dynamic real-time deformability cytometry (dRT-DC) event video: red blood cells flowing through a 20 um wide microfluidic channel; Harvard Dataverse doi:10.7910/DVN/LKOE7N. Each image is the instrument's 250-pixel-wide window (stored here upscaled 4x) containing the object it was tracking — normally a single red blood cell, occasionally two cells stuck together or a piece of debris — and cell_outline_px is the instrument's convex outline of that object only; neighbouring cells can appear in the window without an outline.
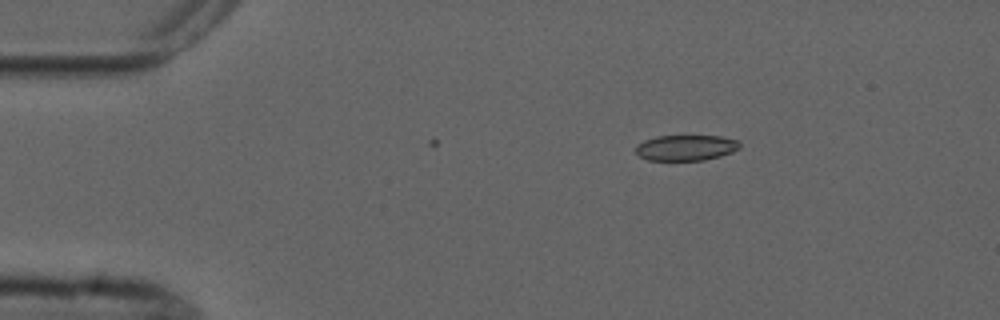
{"species": "common noctule bat (a hibernating species)", "species_latin": "Nyctalus noctula", "temperature_condition": "cold", "stored_images_in_passage": 5, "camera_frame_rate_fps": 3000, "um_per_image_px": 0.085, "animal": {"sex": "male", "forearm_length_mm": 52.5}, "frame": {"image": 1, "passage_image": 2, "time_ms": 1.0, "image_size_px": [1000, 320], "cell_outline_px": [[740, 148], [732, 152], [720, 156], [704, 160], [648, 160], [640, 156], [636, 152], [636, 144], [644, 140], [656, 136], [720, 136], [740, 140]], "centroid_in_image_um": [58.32, 12.55], "position_along_channel_um": 26.7, "area_um2": 15.61}}
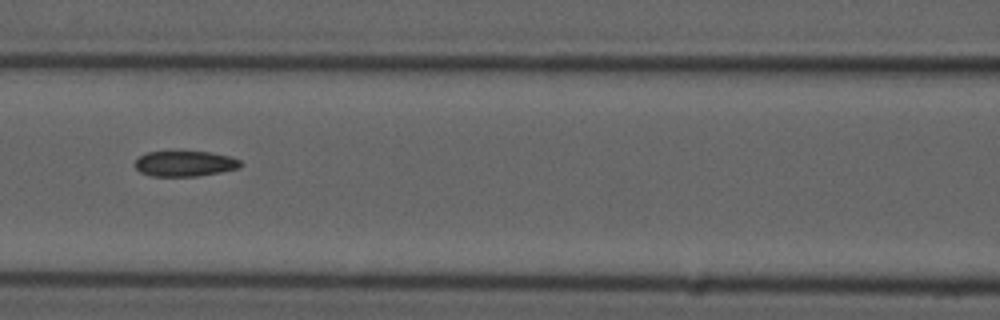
{"frame": {"image": 2, "passage_image": 5, "time_ms": 6.0, "image_size_px": [1000, 320], "cell_outline_px": [[244, 164], [240, 168], [220, 172], [196, 176], [152, 176], [140, 172], [136, 168], [136, 160], [140, 156], [148, 152], [212, 152], [228, 156], [240, 160]], "centroid_in_image_um": [15.75, 13.91], "position_along_channel_um": 150.8, "area_um2": 15.55}}